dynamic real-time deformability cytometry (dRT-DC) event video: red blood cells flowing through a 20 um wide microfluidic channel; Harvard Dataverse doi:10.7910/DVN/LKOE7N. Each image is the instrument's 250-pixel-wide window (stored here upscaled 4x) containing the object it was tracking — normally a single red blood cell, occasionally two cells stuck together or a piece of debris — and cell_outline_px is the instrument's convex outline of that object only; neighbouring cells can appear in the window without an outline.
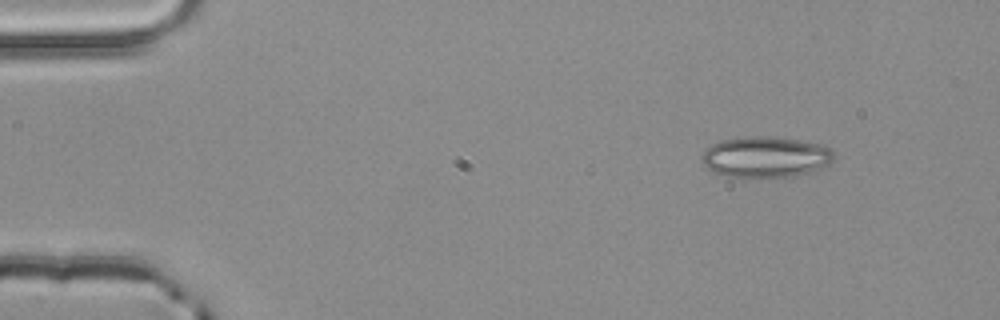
{"species": "common noctule bat (a hibernating species)", "species_latin": "Nyctalus noctula", "temperature_condition": "room temperature", "stored_images_in_passage": 3, "camera_frame_rate_fps": 3000, "um_per_image_px": 0.085, "animal": {"sex": "male", "body_mass_g": 20.4}, "frame": {"image": 1, "passage_image": 1, "time_ms": 0.0, "image_size_px": [1000, 320], "cell_outline_px": [[832, 160], [828, 164], [812, 172], [792, 176], [756, 180], [724, 176], [708, 168], [700, 160], [700, 156], [712, 144], [720, 140], [748, 136], [764, 136], [800, 140], [824, 144], [832, 148]], "centroid_in_image_um": [65.06, 13.37], "position_along_channel_um": 19.9, "area_um2": 32.25}}